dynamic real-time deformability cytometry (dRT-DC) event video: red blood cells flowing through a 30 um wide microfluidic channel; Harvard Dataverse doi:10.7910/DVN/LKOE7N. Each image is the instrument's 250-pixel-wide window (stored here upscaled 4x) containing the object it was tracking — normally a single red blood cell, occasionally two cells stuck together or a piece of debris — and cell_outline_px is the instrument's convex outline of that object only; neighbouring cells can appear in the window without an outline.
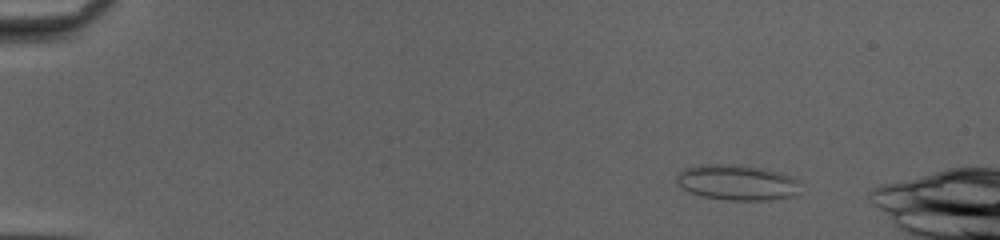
{"species": "common noctule bat (a hibernating species)", "species_latin": "Nyctalus noctula", "temperature_condition": "cold", "stored_images_in_passage": 51, "camera_frame_rate_fps": 3000, "um_per_image_px": 0.085, "animal": {"sex": "female", "body_mass_g": 20.0, "forearm_length_mm": 54.0}, "frame": {"image": 1, "passage_image": 8, "time_ms": 2.333, "image_size_px": [1000, 240], "cell_outline_px": [[800, 180], [796, 196], [768, 200], [728, 200], [704, 196], [692, 192], [676, 184], [676, 176], [684, 168], [700, 164], [740, 164], [764, 168], [796, 176]], "centroid_in_image_um": [62.7, 15.49], "position_along_channel_um": 22.3, "area_um2": 25.95}}
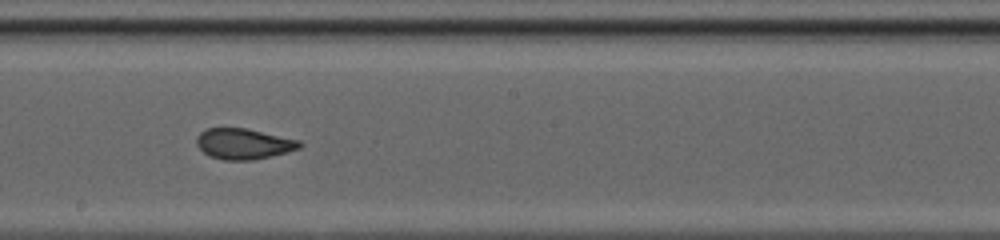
{"frame": {"image": 2, "passage_image": 31, "time_ms": 10.0, "image_size_px": [1000, 240], "cell_outline_px": [[304, 144], [300, 148], [288, 152], [252, 160], [224, 160], [208, 156], [196, 144], [196, 136], [204, 128], [248, 128], [300, 140]], "centroid_in_image_um": [20.71, 12.21], "position_along_channel_um": 227.5, "area_um2": 18.67}}
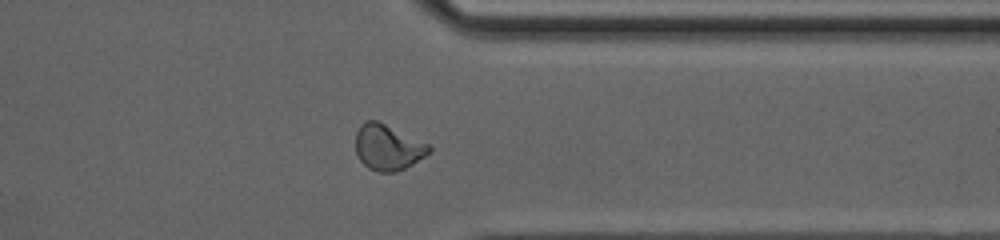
{"frame": {"image": 3, "passage_image": 42, "time_ms": 13.667, "image_size_px": [1000, 240], "cell_outline_px": [[432, 152], [412, 164], [396, 172], [376, 172], [368, 168], [356, 156], [356, 132], [360, 124], [368, 120], [376, 120], [428, 144], [432, 148]], "centroid_in_image_um": [32.95, 12.54], "position_along_channel_um": 378.5, "area_um2": 19.48}}